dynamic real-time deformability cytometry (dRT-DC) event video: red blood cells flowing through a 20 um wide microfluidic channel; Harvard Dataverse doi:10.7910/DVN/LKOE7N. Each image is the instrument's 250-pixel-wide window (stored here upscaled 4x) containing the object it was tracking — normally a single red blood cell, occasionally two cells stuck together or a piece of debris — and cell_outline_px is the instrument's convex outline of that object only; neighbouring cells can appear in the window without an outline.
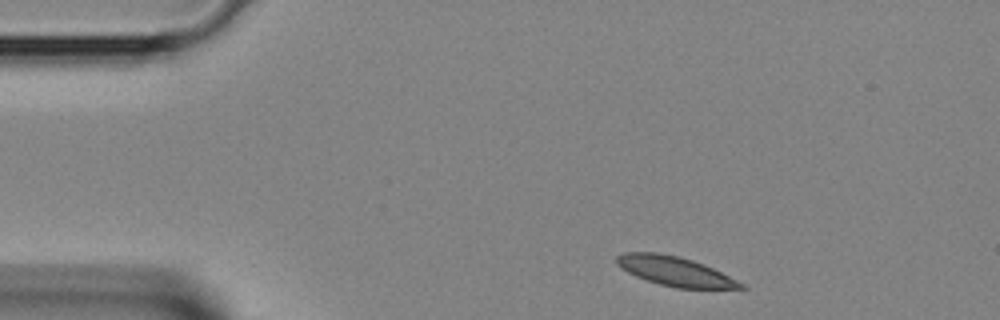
{"species": "Egyptian fruit bat (a non-hibernating species)", "species_latin": "Rousettus aegyptiacus", "temperature_condition": "room temperature", "stored_images_in_passage": 3, "camera_frame_rate_fps": 3000, "um_per_image_px": 0.085, "animal": {"sex": "female"}, "frame": {"image": 1, "passage_image": 1, "time_ms": 0.0, "image_size_px": [1000, 320], "cell_outline_px": [[748, 288], [676, 288], [660, 284], [636, 276], [620, 268], [616, 264], [616, 256], [624, 252], [660, 252], [680, 256], [704, 264], [744, 284]], "centroid_in_image_um": [57.32, 23.03], "position_along_channel_um": 27.7, "area_um2": 21.1}}